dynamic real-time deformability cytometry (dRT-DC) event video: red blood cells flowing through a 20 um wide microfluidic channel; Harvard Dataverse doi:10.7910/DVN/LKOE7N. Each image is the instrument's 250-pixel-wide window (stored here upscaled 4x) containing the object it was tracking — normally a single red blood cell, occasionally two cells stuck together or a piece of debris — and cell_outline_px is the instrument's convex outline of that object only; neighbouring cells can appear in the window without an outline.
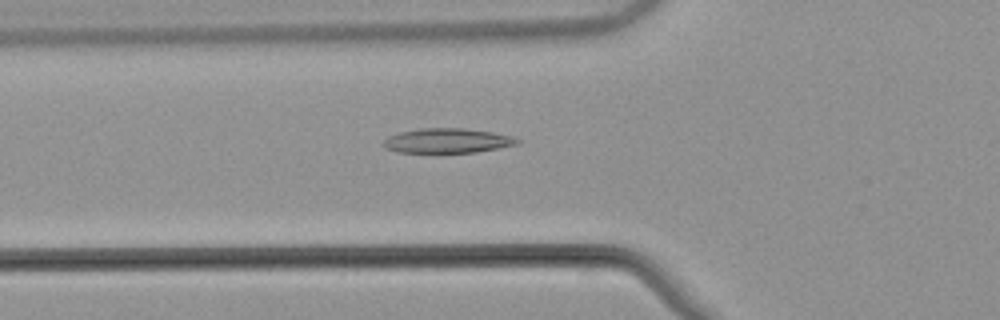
{"species": "common noctule bat (a hibernating species)", "species_latin": "Nyctalus noctula", "temperature_condition": "warm", "stored_images_in_passage": 54, "camera_frame_rate_fps": 3000, "um_per_image_px": 0.085, "animal": {"sex": "male", "body_mass_g": 21.5, "forearm_length_mm": 52.0}, "frame": {"image": 1, "passage_image": 20, "time_ms": 6.333, "image_size_px": [1000, 320], "cell_outline_px": [[520, 144], [476, 152], [436, 156], [396, 152], [380, 144], [388, 136], [400, 132], [420, 128], [464, 128], [492, 132], [512, 136], [520, 140]], "centroid_in_image_um": [37.97, 12.01], "position_along_channel_um": 87.8, "area_um2": 20.35}}
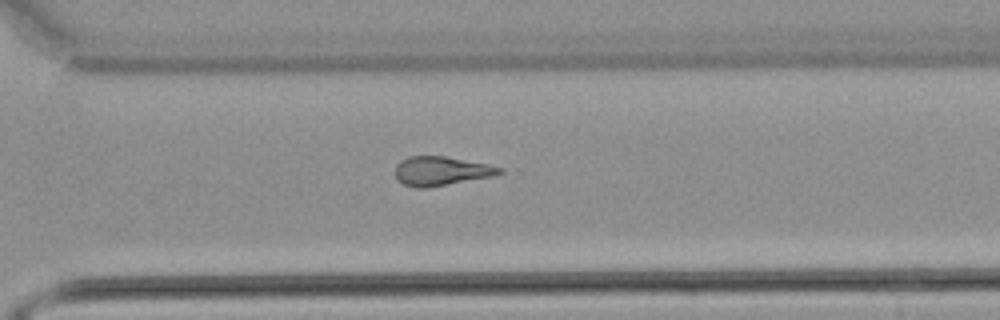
{"frame": {"image": 2, "passage_image": 39, "time_ms": 12.667, "image_size_px": [1000, 320], "cell_outline_px": [[504, 172], [492, 176], [428, 188], [416, 188], [404, 184], [396, 180], [396, 164], [400, 160], [408, 156], [444, 156], [488, 164], [504, 168]], "centroid_in_image_um": [37.48, 14.54], "position_along_channel_um": 333.1, "area_um2": 17.74}}
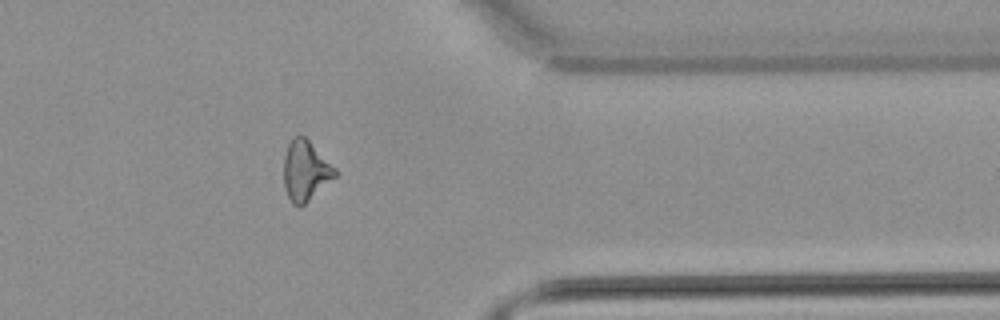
{"frame": {"image": 3, "passage_image": 44, "time_ms": 14.333, "image_size_px": [1000, 320], "cell_outline_px": [[336, 176], [300, 208], [292, 204], [284, 188], [284, 156], [288, 144], [292, 136], [304, 136], [336, 168]], "centroid_in_image_um": [25.94, 14.52], "position_along_channel_um": 385.5, "area_um2": 17.86}, "authors_computed_cell_mechanics": {"area_um2": 18.5538, "velocity_mm_per_s": 3.8679, "shape_relaxation_time_tau1_ms": null, "shape_relaxation_time_tau2_ms": 5.0532, "deformation_change_tau1": null, "deformation_change_tau2": 0.1598}}